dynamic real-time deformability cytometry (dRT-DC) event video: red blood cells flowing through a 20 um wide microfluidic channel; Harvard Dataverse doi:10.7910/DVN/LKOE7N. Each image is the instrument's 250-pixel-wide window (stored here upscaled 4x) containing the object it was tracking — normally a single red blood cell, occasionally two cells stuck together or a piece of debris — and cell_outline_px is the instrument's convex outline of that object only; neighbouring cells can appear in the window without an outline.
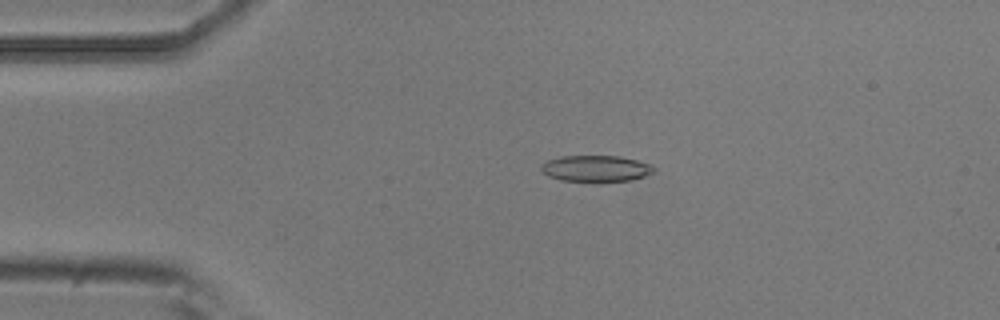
{"species": "common noctule bat (a hibernating species)", "species_latin": "Nyctalus noctula", "temperature_condition": "room temperature", "stored_images_in_passage": 32, "camera_frame_rate_fps": 3000, "um_per_image_px": 0.085, "animal": {"sex": "male", "body_mass_g": 20.5, "forearm_length_mm": 52.5}, "frame": {"image": 1, "passage_image": 1, "time_ms": 0.0, "image_size_px": [1000, 320], "cell_outline_px": [[656, 172], [632, 180], [600, 184], [596, 184], [560, 180], [548, 176], [540, 168], [540, 164], [548, 160], [560, 156], [620, 156], [636, 160], [648, 164], [656, 168]], "centroid_in_image_um": [50.65, 14.37], "position_along_channel_um": 34.3, "area_um2": 18.03}}
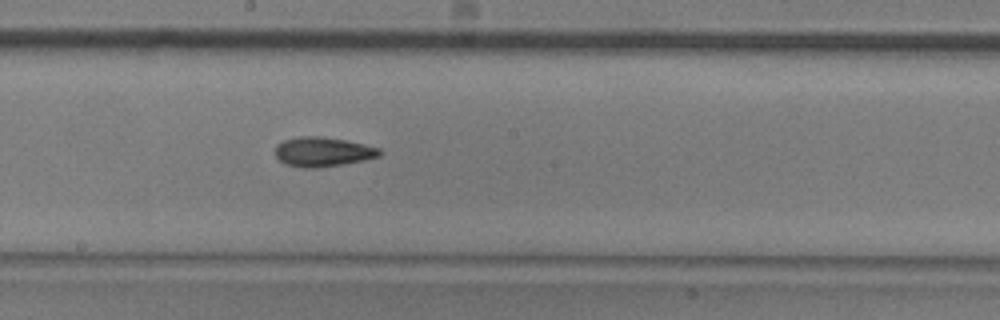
{"frame": {"image": 2, "passage_image": 19, "time_ms": 6.0, "image_size_px": [1000, 320], "cell_outline_px": [[384, 152], [380, 156], [364, 160], [344, 164], [316, 168], [304, 168], [284, 164], [276, 156], [276, 144], [284, 140], [300, 136], [320, 136], [344, 140], [364, 144], [380, 148]], "centroid_in_image_um": [27.45, 12.91], "position_along_channel_um": 220.7, "area_um2": 18.03}}
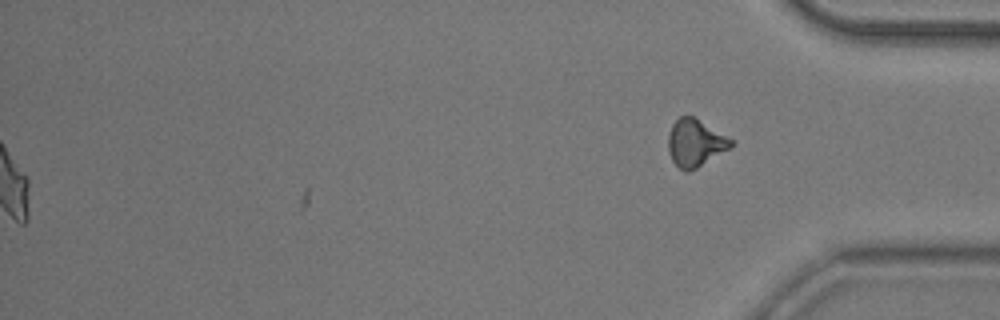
{"frame": {"image": 3, "passage_image": 32, "time_ms": 10.333, "image_size_px": [1000, 320], "cell_outline_px": [[736, 144], [732, 148], [696, 168], [688, 172], [684, 172], [672, 160], [668, 152], [668, 136], [672, 124], [680, 116], [692, 116], [732, 140]], "centroid_in_image_um": [59.09, 12.17], "position_along_channel_um": 376.1, "area_um2": 17.17}, "authors_computed_cell_mechanics": {"area_um2": 17.3689, "velocity_mm_per_s": 3.709, "shape_relaxation_time_tau1_ms": 5.2928, "shape_relaxation_time_tau2_ms": 5.34, "deformation_change_tau1": 0.1553, "deformation_change_tau2": 0.1185}}